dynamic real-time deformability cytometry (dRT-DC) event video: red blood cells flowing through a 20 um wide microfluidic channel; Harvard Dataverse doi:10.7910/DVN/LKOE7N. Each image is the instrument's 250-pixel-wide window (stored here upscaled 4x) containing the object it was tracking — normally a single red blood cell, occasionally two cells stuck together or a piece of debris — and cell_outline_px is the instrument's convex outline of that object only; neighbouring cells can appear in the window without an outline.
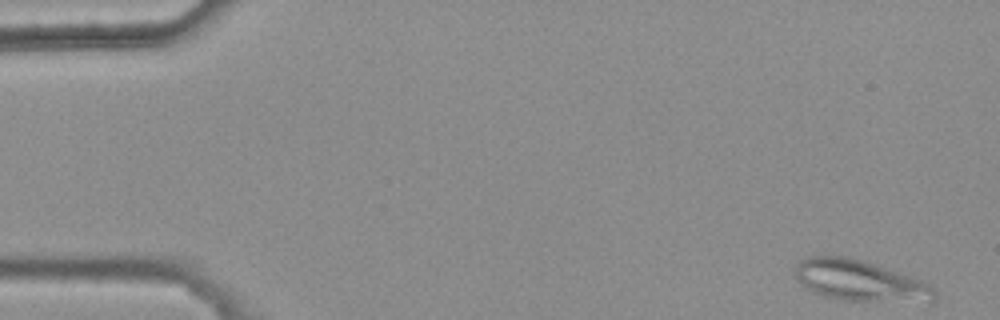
{"species": "common noctule bat (a hibernating species)", "species_latin": "Nyctalus noctula", "temperature_condition": "warm", "stored_images_in_passage": 44, "camera_frame_rate_fps": 3000, "um_per_image_px": 0.085, "animal": {"sex": "female", "body_mass_g": 25.1}, "frame": {"image": 1, "passage_image": 1, "time_ms": 0.0, "image_size_px": [1000, 320], "cell_outline_px": [[936, 304], [932, 304], [844, 300], [824, 296], [808, 288], [796, 276], [796, 268], [800, 260], [808, 256], [848, 256], [864, 260], [920, 280], [928, 284], [936, 292]], "centroid_in_image_um": [73.21, 23.89], "position_along_channel_um": 11.8, "area_um2": 33.52}}
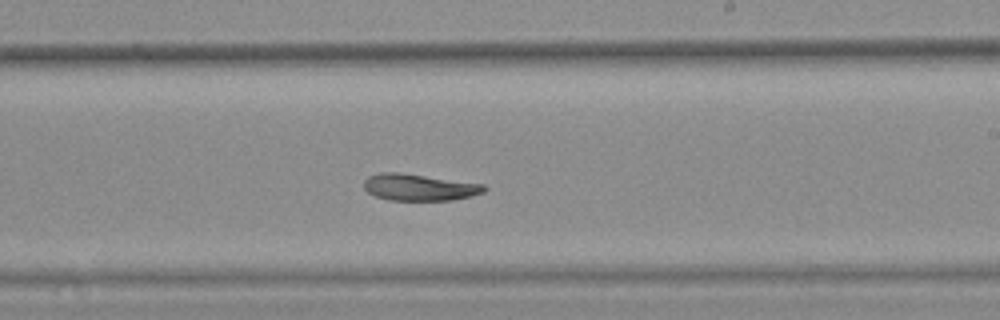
{"frame": {"image": 2, "passage_image": 31, "time_ms": 10.0, "image_size_px": [1000, 320], "cell_outline_px": [[488, 188], [484, 192], [472, 196], [452, 200], [388, 200], [376, 196], [368, 192], [364, 188], [364, 180], [368, 176], [380, 172], [400, 172], [484, 184]], "centroid_in_image_um": [35.64, 15.91], "position_along_channel_um": 253.4, "area_um2": 18.79}}
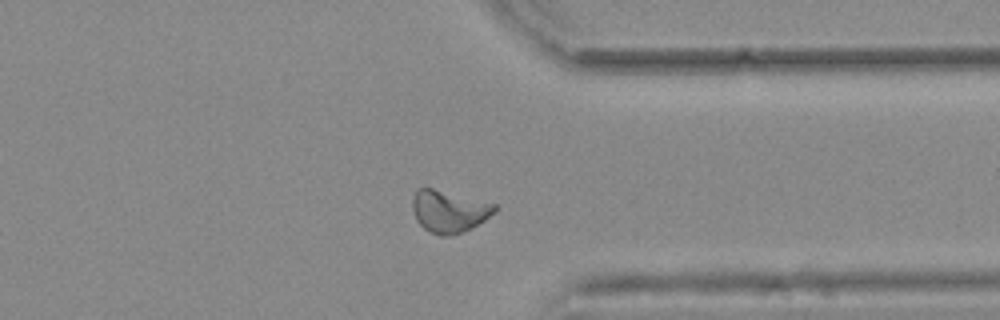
{"frame": {"image": 3, "passage_image": 41, "time_ms": 13.333, "image_size_px": [1000, 320], "cell_outline_px": [[500, 208], [496, 212], [472, 228], [448, 236], [440, 236], [424, 228], [416, 220], [412, 208], [412, 196], [416, 188], [432, 188], [496, 204]], "centroid_in_image_um": [38.16, 17.95], "position_along_channel_um": 373.2, "area_um2": 20.17}}